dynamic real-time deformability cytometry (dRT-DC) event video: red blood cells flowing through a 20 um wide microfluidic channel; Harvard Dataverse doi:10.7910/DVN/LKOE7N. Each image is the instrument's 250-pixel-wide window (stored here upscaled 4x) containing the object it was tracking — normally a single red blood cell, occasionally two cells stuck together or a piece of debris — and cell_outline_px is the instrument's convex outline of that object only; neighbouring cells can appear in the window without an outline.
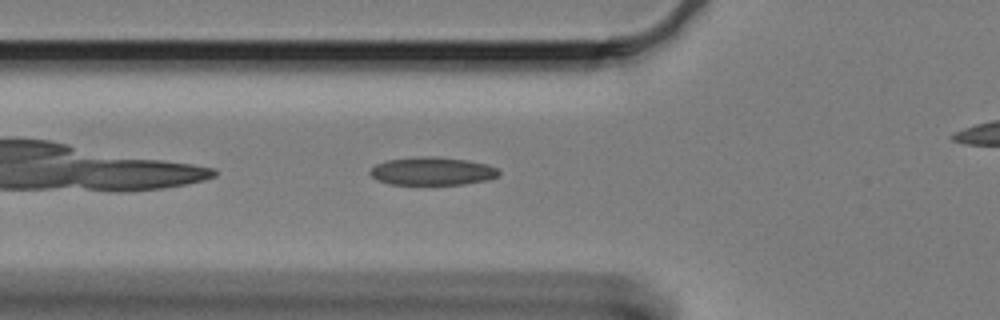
{"species": "Egyptian fruit bat (a non-hibernating species)", "species_latin": "Rousettus aegyptiacus", "temperature_condition": "cold", "stored_images_in_passage": 34, "camera_frame_rate_fps": 3000, "um_per_image_px": 0.085, "animal": {"sex": "female"}, "frame": {"image": 1, "passage_image": 2, "time_ms": 0.333, "image_size_px": [1000, 320], "cell_outline_px": [[500, 176], [488, 180], [464, 184], [424, 188], [388, 184], [376, 180], [368, 172], [376, 164], [388, 160], [416, 156], [440, 156], [468, 160], [488, 164], [496, 168], [500, 172]], "centroid_in_image_um": [36.73, 14.6], "position_along_channel_um": 89.1, "area_um2": 22.43}}
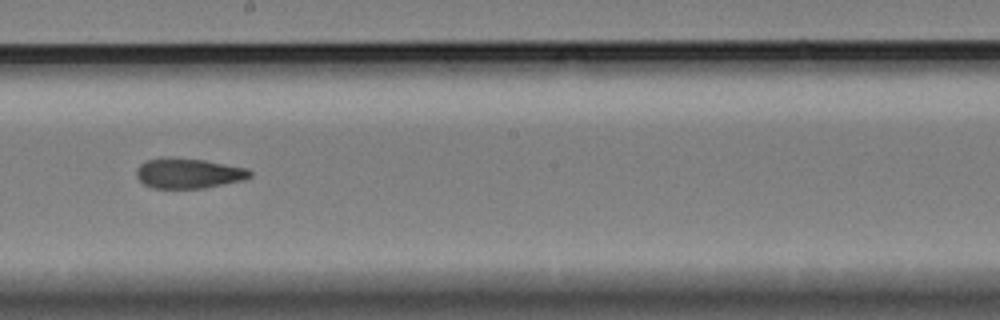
{"frame": {"image": 2, "passage_image": 15, "time_ms": 4.667, "image_size_px": [1000, 320], "cell_outline_px": [[252, 176], [244, 180], [204, 188], [152, 188], [144, 184], [136, 176], [136, 168], [140, 164], [148, 160], [160, 156], [172, 156], [204, 160], [248, 168], [252, 172]], "centroid_in_image_um": [16.01, 14.71], "position_along_channel_um": 232.2, "area_um2": 20.29}}
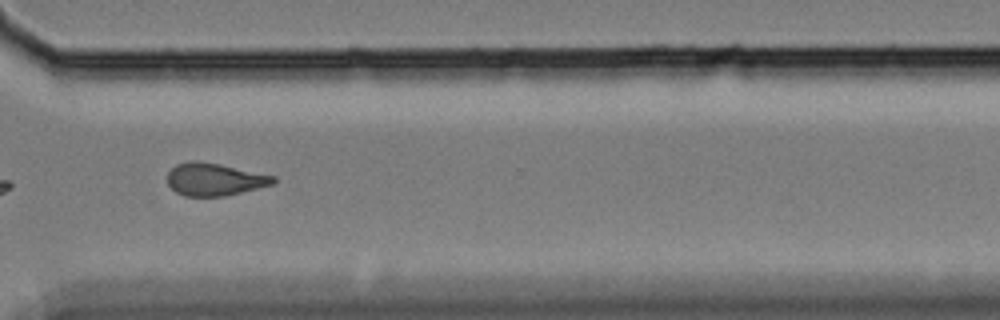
{"frame": {"image": 3, "passage_image": 26, "time_ms": 8.333, "image_size_px": [1000, 320], "cell_outline_px": [[276, 180], [272, 184], [224, 196], [184, 196], [176, 192], [168, 184], [168, 172], [176, 164], [192, 160], [196, 160], [220, 164], [276, 176]], "centroid_in_image_um": [18.21, 15.23], "position_along_channel_um": 352.4, "area_um2": 19.94}}